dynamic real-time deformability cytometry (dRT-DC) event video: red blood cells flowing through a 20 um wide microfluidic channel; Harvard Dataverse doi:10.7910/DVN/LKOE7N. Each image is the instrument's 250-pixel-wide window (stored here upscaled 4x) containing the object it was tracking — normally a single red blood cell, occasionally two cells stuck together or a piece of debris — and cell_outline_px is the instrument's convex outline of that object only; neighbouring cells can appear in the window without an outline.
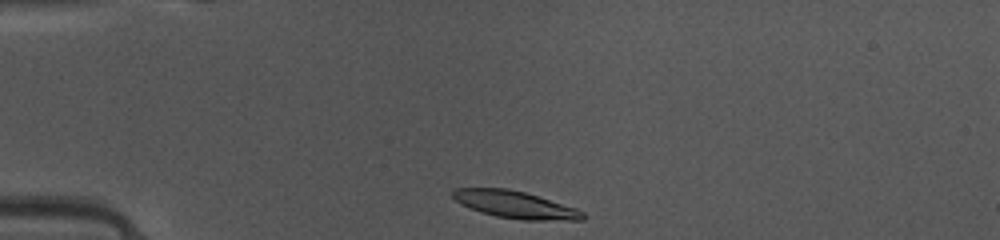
{"species": "common noctule bat (a hibernating species)", "species_latin": "Nyctalus noctula", "temperature_condition": "warm", "stored_images_in_passage": 37, "camera_frame_rate_fps": 3000, "um_per_image_px": 0.085, "animal": {"sex": "female", "body_mass_g": 10.0, "forearm_length_mm": 53.1}, "frame": {"image": 1, "passage_image": 1, "time_ms": 0.0, "image_size_px": [1000, 240], "cell_outline_px": [[588, 216], [584, 220], [524, 220], [496, 216], [480, 212], [460, 204], [452, 196], [452, 192], [456, 188], [508, 188], [524, 192], [576, 208], [584, 212]], "centroid_in_image_um": [43.81, 17.4], "position_along_channel_um": 41.2, "area_um2": 20.58}}
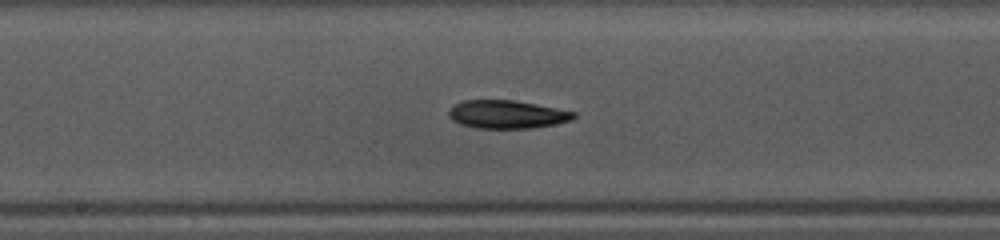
{"frame": {"image": 2, "passage_image": 15, "time_ms": 4.667, "image_size_px": [1000, 240], "cell_outline_px": [[576, 116], [572, 120], [556, 124], [532, 128], [476, 128], [460, 124], [452, 120], [448, 116], [448, 112], [452, 104], [464, 100], [516, 100], [576, 112]], "centroid_in_image_um": [43.07, 9.72], "position_along_channel_um": 205.1, "area_um2": 20.69}}
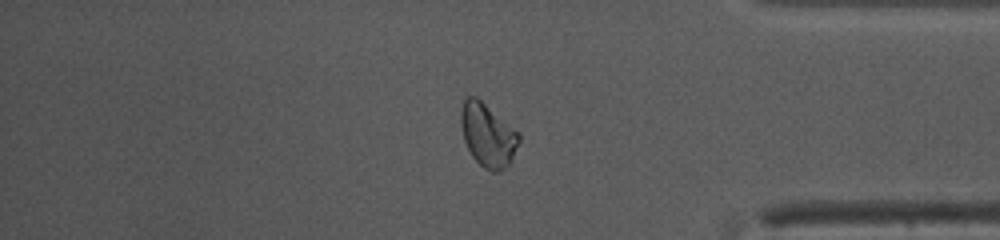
{"frame": {"image": 3, "passage_image": 30, "time_ms": 9.667, "image_size_px": [1000, 240], "cell_outline_px": [[520, 140], [508, 164], [504, 168], [496, 172], [492, 172], [484, 168], [472, 156], [464, 140], [460, 124], [460, 112], [464, 100], [468, 96], [476, 96], [520, 132]], "centroid_in_image_um": [41.45, 11.45], "position_along_channel_um": 393.8, "area_um2": 21.33}, "authors_computed_cell_mechanics": {"area_um2": 20.6346, "velocity_mm_per_s": 4.1135, "shape_relaxation_time_tau1_ms": 5.0188, "shape_relaxation_time_tau2_ms": null, "deformation_change_tau1": 0.1576, "deformation_change_tau2": null}}